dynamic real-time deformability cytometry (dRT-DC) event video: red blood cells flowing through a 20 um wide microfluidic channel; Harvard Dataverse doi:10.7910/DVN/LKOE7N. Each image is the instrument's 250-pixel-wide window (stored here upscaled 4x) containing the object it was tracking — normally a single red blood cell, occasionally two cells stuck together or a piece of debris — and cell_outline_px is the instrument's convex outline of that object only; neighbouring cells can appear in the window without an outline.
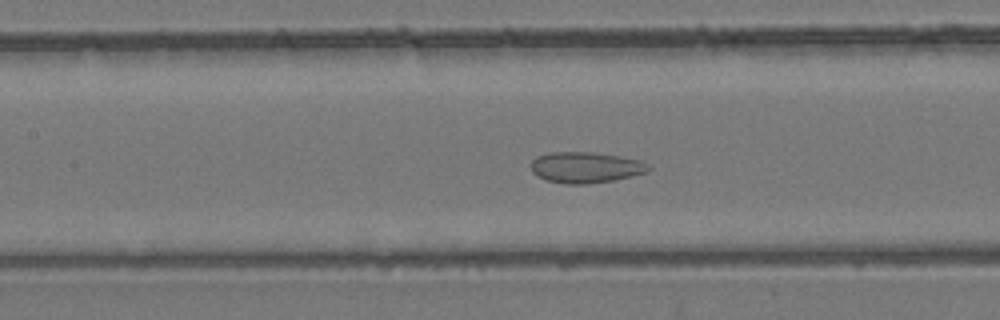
{"species": "common noctule bat (a hibernating species)", "species_latin": "Nyctalus noctula", "temperature_condition": "room temperature", "stored_images_in_passage": 56, "camera_frame_rate_fps": 3000, "um_per_image_px": 0.085, "animal": {"sex": "female", "body_mass_g": 24.6, "forearm_length_mm": 56.2}, "frame": {"image": 1, "passage_image": 26, "time_ms": 8.333, "image_size_px": [1000, 320], "cell_outline_px": [[652, 168], [648, 172], [616, 180], [588, 184], [564, 184], [548, 180], [536, 176], [532, 172], [532, 160], [536, 156], [552, 152], [592, 152], [620, 156], [640, 160]], "centroid_in_image_um": [49.79, 14.23], "position_along_channel_um": 157.6, "area_um2": 21.33}}
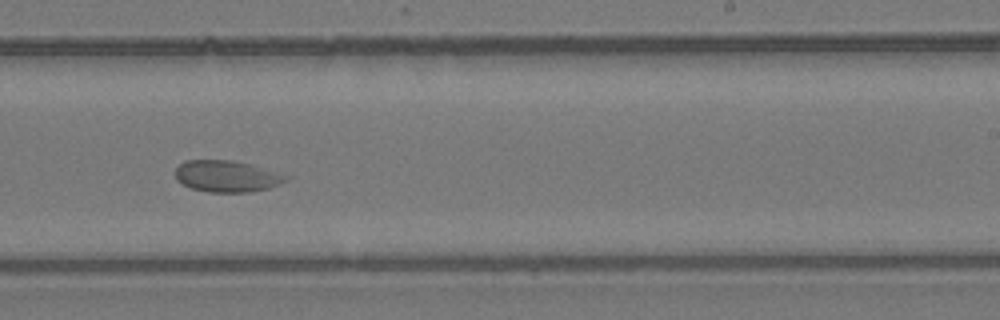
{"frame": {"image": 2, "passage_image": 35, "time_ms": 11.333, "image_size_px": [1000, 320], "cell_outline_px": [[292, 176], [288, 180], [280, 184], [268, 188], [252, 192], [208, 192], [192, 188], [176, 180], [176, 168], [184, 160], [232, 160], [248, 164]], "centroid_in_image_um": [19.3, 14.98], "position_along_channel_um": 269.7, "area_um2": 20.29}}
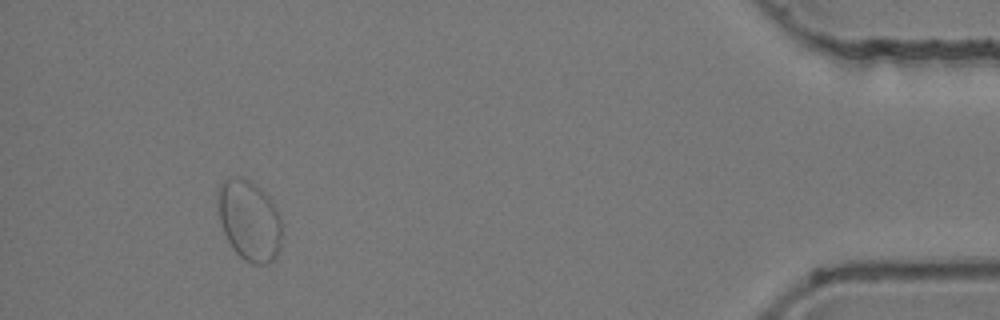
{"frame": {"image": 3, "passage_image": 52, "time_ms": 17.0, "image_size_px": [1000, 320], "cell_outline_px": [[280, 248], [276, 256], [268, 264], [252, 264], [244, 260], [232, 248], [224, 232], [220, 220], [216, 204], [220, 184], [224, 180], [248, 180], [260, 188], [268, 196], [276, 208], [280, 216]], "centroid_in_image_um": [21.19, 18.78], "position_along_channel_um": 414.0, "area_um2": 29.59}}